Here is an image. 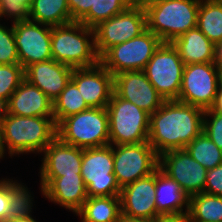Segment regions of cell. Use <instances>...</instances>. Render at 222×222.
<instances>
[{"instance_id": "28", "label": "cell", "mask_w": 222, "mask_h": 222, "mask_svg": "<svg viewBox=\"0 0 222 222\" xmlns=\"http://www.w3.org/2000/svg\"><path fill=\"white\" fill-rule=\"evenodd\" d=\"M89 109L78 87L70 80L53 102V118L57 126L64 118Z\"/></svg>"}, {"instance_id": "8", "label": "cell", "mask_w": 222, "mask_h": 222, "mask_svg": "<svg viewBox=\"0 0 222 222\" xmlns=\"http://www.w3.org/2000/svg\"><path fill=\"white\" fill-rule=\"evenodd\" d=\"M162 41L146 29L140 35L109 48L99 62L114 76L126 71L143 70Z\"/></svg>"}, {"instance_id": "21", "label": "cell", "mask_w": 222, "mask_h": 222, "mask_svg": "<svg viewBox=\"0 0 222 222\" xmlns=\"http://www.w3.org/2000/svg\"><path fill=\"white\" fill-rule=\"evenodd\" d=\"M42 195L49 201L77 213L88 198L87 187L81 175L54 178L43 190Z\"/></svg>"}, {"instance_id": "14", "label": "cell", "mask_w": 222, "mask_h": 222, "mask_svg": "<svg viewBox=\"0 0 222 222\" xmlns=\"http://www.w3.org/2000/svg\"><path fill=\"white\" fill-rule=\"evenodd\" d=\"M159 168L174 179L189 197L204 192L207 169L185 149L162 153L159 156Z\"/></svg>"}, {"instance_id": "32", "label": "cell", "mask_w": 222, "mask_h": 222, "mask_svg": "<svg viewBox=\"0 0 222 222\" xmlns=\"http://www.w3.org/2000/svg\"><path fill=\"white\" fill-rule=\"evenodd\" d=\"M25 79L20 64H0V103L4 106Z\"/></svg>"}, {"instance_id": "18", "label": "cell", "mask_w": 222, "mask_h": 222, "mask_svg": "<svg viewBox=\"0 0 222 222\" xmlns=\"http://www.w3.org/2000/svg\"><path fill=\"white\" fill-rule=\"evenodd\" d=\"M155 193V172L121 188V216L152 220L157 216Z\"/></svg>"}, {"instance_id": "44", "label": "cell", "mask_w": 222, "mask_h": 222, "mask_svg": "<svg viewBox=\"0 0 222 222\" xmlns=\"http://www.w3.org/2000/svg\"><path fill=\"white\" fill-rule=\"evenodd\" d=\"M119 222H151V220L121 216Z\"/></svg>"}, {"instance_id": "47", "label": "cell", "mask_w": 222, "mask_h": 222, "mask_svg": "<svg viewBox=\"0 0 222 222\" xmlns=\"http://www.w3.org/2000/svg\"><path fill=\"white\" fill-rule=\"evenodd\" d=\"M2 18V13H1V3H0V19Z\"/></svg>"}, {"instance_id": "5", "label": "cell", "mask_w": 222, "mask_h": 222, "mask_svg": "<svg viewBox=\"0 0 222 222\" xmlns=\"http://www.w3.org/2000/svg\"><path fill=\"white\" fill-rule=\"evenodd\" d=\"M57 137L78 148L110 145L109 117L105 108H89L64 118L56 126Z\"/></svg>"}, {"instance_id": "42", "label": "cell", "mask_w": 222, "mask_h": 222, "mask_svg": "<svg viewBox=\"0 0 222 222\" xmlns=\"http://www.w3.org/2000/svg\"><path fill=\"white\" fill-rule=\"evenodd\" d=\"M6 152V146L4 143V134H3V122H2V111L0 112V159L4 157Z\"/></svg>"}, {"instance_id": "2", "label": "cell", "mask_w": 222, "mask_h": 222, "mask_svg": "<svg viewBox=\"0 0 222 222\" xmlns=\"http://www.w3.org/2000/svg\"><path fill=\"white\" fill-rule=\"evenodd\" d=\"M146 13L147 29L162 42H172L197 26L201 0H139Z\"/></svg>"}, {"instance_id": "9", "label": "cell", "mask_w": 222, "mask_h": 222, "mask_svg": "<svg viewBox=\"0 0 222 222\" xmlns=\"http://www.w3.org/2000/svg\"><path fill=\"white\" fill-rule=\"evenodd\" d=\"M146 29L145 9L137 0L125 11L93 28L97 55L100 58L109 48L131 40Z\"/></svg>"}, {"instance_id": "19", "label": "cell", "mask_w": 222, "mask_h": 222, "mask_svg": "<svg viewBox=\"0 0 222 222\" xmlns=\"http://www.w3.org/2000/svg\"><path fill=\"white\" fill-rule=\"evenodd\" d=\"M73 68L54 59L36 62L24 69V77L38 87L52 102L70 82Z\"/></svg>"}, {"instance_id": "25", "label": "cell", "mask_w": 222, "mask_h": 222, "mask_svg": "<svg viewBox=\"0 0 222 222\" xmlns=\"http://www.w3.org/2000/svg\"><path fill=\"white\" fill-rule=\"evenodd\" d=\"M29 20L49 26L73 22L67 0H34Z\"/></svg>"}, {"instance_id": "1", "label": "cell", "mask_w": 222, "mask_h": 222, "mask_svg": "<svg viewBox=\"0 0 222 222\" xmlns=\"http://www.w3.org/2000/svg\"><path fill=\"white\" fill-rule=\"evenodd\" d=\"M202 108L177 100L164 101L150 115L148 142L160 156L184 149L203 131Z\"/></svg>"}, {"instance_id": "4", "label": "cell", "mask_w": 222, "mask_h": 222, "mask_svg": "<svg viewBox=\"0 0 222 222\" xmlns=\"http://www.w3.org/2000/svg\"><path fill=\"white\" fill-rule=\"evenodd\" d=\"M51 54L55 61L72 68L97 65L93 28L76 21L51 26Z\"/></svg>"}, {"instance_id": "10", "label": "cell", "mask_w": 222, "mask_h": 222, "mask_svg": "<svg viewBox=\"0 0 222 222\" xmlns=\"http://www.w3.org/2000/svg\"><path fill=\"white\" fill-rule=\"evenodd\" d=\"M113 170L111 145L83 149L81 176L87 187L88 197L120 196L121 188Z\"/></svg>"}, {"instance_id": "3", "label": "cell", "mask_w": 222, "mask_h": 222, "mask_svg": "<svg viewBox=\"0 0 222 222\" xmlns=\"http://www.w3.org/2000/svg\"><path fill=\"white\" fill-rule=\"evenodd\" d=\"M6 151L12 158L19 154L42 153L57 137L53 117H23L2 111Z\"/></svg>"}, {"instance_id": "31", "label": "cell", "mask_w": 222, "mask_h": 222, "mask_svg": "<svg viewBox=\"0 0 222 222\" xmlns=\"http://www.w3.org/2000/svg\"><path fill=\"white\" fill-rule=\"evenodd\" d=\"M18 182V180L9 179V218L30 216L34 207L33 196L28 187Z\"/></svg>"}, {"instance_id": "30", "label": "cell", "mask_w": 222, "mask_h": 222, "mask_svg": "<svg viewBox=\"0 0 222 222\" xmlns=\"http://www.w3.org/2000/svg\"><path fill=\"white\" fill-rule=\"evenodd\" d=\"M137 0H89V13L80 21L89 28L125 11Z\"/></svg>"}, {"instance_id": "27", "label": "cell", "mask_w": 222, "mask_h": 222, "mask_svg": "<svg viewBox=\"0 0 222 222\" xmlns=\"http://www.w3.org/2000/svg\"><path fill=\"white\" fill-rule=\"evenodd\" d=\"M197 27L212 42L222 40V3L218 0H201Z\"/></svg>"}, {"instance_id": "20", "label": "cell", "mask_w": 222, "mask_h": 222, "mask_svg": "<svg viewBox=\"0 0 222 222\" xmlns=\"http://www.w3.org/2000/svg\"><path fill=\"white\" fill-rule=\"evenodd\" d=\"M3 111L23 117H53V102L38 87L24 79L4 105Z\"/></svg>"}, {"instance_id": "17", "label": "cell", "mask_w": 222, "mask_h": 222, "mask_svg": "<svg viewBox=\"0 0 222 222\" xmlns=\"http://www.w3.org/2000/svg\"><path fill=\"white\" fill-rule=\"evenodd\" d=\"M71 81L89 108L107 107L114 92L113 75L100 62L92 67L73 68Z\"/></svg>"}, {"instance_id": "38", "label": "cell", "mask_w": 222, "mask_h": 222, "mask_svg": "<svg viewBox=\"0 0 222 222\" xmlns=\"http://www.w3.org/2000/svg\"><path fill=\"white\" fill-rule=\"evenodd\" d=\"M72 21L80 22L89 13V0H67Z\"/></svg>"}, {"instance_id": "12", "label": "cell", "mask_w": 222, "mask_h": 222, "mask_svg": "<svg viewBox=\"0 0 222 222\" xmlns=\"http://www.w3.org/2000/svg\"><path fill=\"white\" fill-rule=\"evenodd\" d=\"M221 84L220 67L211 63L187 64L184 67L177 101L209 109Z\"/></svg>"}, {"instance_id": "15", "label": "cell", "mask_w": 222, "mask_h": 222, "mask_svg": "<svg viewBox=\"0 0 222 222\" xmlns=\"http://www.w3.org/2000/svg\"><path fill=\"white\" fill-rule=\"evenodd\" d=\"M41 155H43L39 172L41 193L56 177L81 175L82 148L66 144L56 137Z\"/></svg>"}, {"instance_id": "29", "label": "cell", "mask_w": 222, "mask_h": 222, "mask_svg": "<svg viewBox=\"0 0 222 222\" xmlns=\"http://www.w3.org/2000/svg\"><path fill=\"white\" fill-rule=\"evenodd\" d=\"M188 154L207 170L222 164V150L202 131L184 148Z\"/></svg>"}, {"instance_id": "23", "label": "cell", "mask_w": 222, "mask_h": 222, "mask_svg": "<svg viewBox=\"0 0 222 222\" xmlns=\"http://www.w3.org/2000/svg\"><path fill=\"white\" fill-rule=\"evenodd\" d=\"M171 43L185 65L212 62L213 43L197 26L181 34Z\"/></svg>"}, {"instance_id": "36", "label": "cell", "mask_w": 222, "mask_h": 222, "mask_svg": "<svg viewBox=\"0 0 222 222\" xmlns=\"http://www.w3.org/2000/svg\"><path fill=\"white\" fill-rule=\"evenodd\" d=\"M204 193L213 196H222V164L207 170Z\"/></svg>"}, {"instance_id": "11", "label": "cell", "mask_w": 222, "mask_h": 222, "mask_svg": "<svg viewBox=\"0 0 222 222\" xmlns=\"http://www.w3.org/2000/svg\"><path fill=\"white\" fill-rule=\"evenodd\" d=\"M111 146L113 173L120 188L150 175L159 168V155L148 141Z\"/></svg>"}, {"instance_id": "37", "label": "cell", "mask_w": 222, "mask_h": 222, "mask_svg": "<svg viewBox=\"0 0 222 222\" xmlns=\"http://www.w3.org/2000/svg\"><path fill=\"white\" fill-rule=\"evenodd\" d=\"M9 178L0 180V222L9 218Z\"/></svg>"}, {"instance_id": "41", "label": "cell", "mask_w": 222, "mask_h": 222, "mask_svg": "<svg viewBox=\"0 0 222 222\" xmlns=\"http://www.w3.org/2000/svg\"><path fill=\"white\" fill-rule=\"evenodd\" d=\"M212 111L222 113V83L220 84L218 91L215 96L213 105L210 107Z\"/></svg>"}, {"instance_id": "6", "label": "cell", "mask_w": 222, "mask_h": 222, "mask_svg": "<svg viewBox=\"0 0 222 222\" xmlns=\"http://www.w3.org/2000/svg\"><path fill=\"white\" fill-rule=\"evenodd\" d=\"M109 117L110 145L148 141L150 114L114 92L106 107Z\"/></svg>"}, {"instance_id": "45", "label": "cell", "mask_w": 222, "mask_h": 222, "mask_svg": "<svg viewBox=\"0 0 222 222\" xmlns=\"http://www.w3.org/2000/svg\"><path fill=\"white\" fill-rule=\"evenodd\" d=\"M4 110V106L0 103V112Z\"/></svg>"}, {"instance_id": "46", "label": "cell", "mask_w": 222, "mask_h": 222, "mask_svg": "<svg viewBox=\"0 0 222 222\" xmlns=\"http://www.w3.org/2000/svg\"><path fill=\"white\" fill-rule=\"evenodd\" d=\"M220 75H221V83H222V67L220 68Z\"/></svg>"}, {"instance_id": "7", "label": "cell", "mask_w": 222, "mask_h": 222, "mask_svg": "<svg viewBox=\"0 0 222 222\" xmlns=\"http://www.w3.org/2000/svg\"><path fill=\"white\" fill-rule=\"evenodd\" d=\"M185 64L171 42H162L143 69L149 82L165 100H177Z\"/></svg>"}, {"instance_id": "22", "label": "cell", "mask_w": 222, "mask_h": 222, "mask_svg": "<svg viewBox=\"0 0 222 222\" xmlns=\"http://www.w3.org/2000/svg\"><path fill=\"white\" fill-rule=\"evenodd\" d=\"M155 203L159 214H188L189 196L160 168L155 171Z\"/></svg>"}, {"instance_id": "26", "label": "cell", "mask_w": 222, "mask_h": 222, "mask_svg": "<svg viewBox=\"0 0 222 222\" xmlns=\"http://www.w3.org/2000/svg\"><path fill=\"white\" fill-rule=\"evenodd\" d=\"M189 222H222V196L204 192L189 197Z\"/></svg>"}, {"instance_id": "34", "label": "cell", "mask_w": 222, "mask_h": 222, "mask_svg": "<svg viewBox=\"0 0 222 222\" xmlns=\"http://www.w3.org/2000/svg\"><path fill=\"white\" fill-rule=\"evenodd\" d=\"M33 1L34 0H0L2 17L10 18L11 23L29 20L30 7Z\"/></svg>"}, {"instance_id": "24", "label": "cell", "mask_w": 222, "mask_h": 222, "mask_svg": "<svg viewBox=\"0 0 222 222\" xmlns=\"http://www.w3.org/2000/svg\"><path fill=\"white\" fill-rule=\"evenodd\" d=\"M75 215L80 216L81 222H119L120 197H88Z\"/></svg>"}, {"instance_id": "33", "label": "cell", "mask_w": 222, "mask_h": 222, "mask_svg": "<svg viewBox=\"0 0 222 222\" xmlns=\"http://www.w3.org/2000/svg\"><path fill=\"white\" fill-rule=\"evenodd\" d=\"M0 64H19L13 23L10 28L0 23Z\"/></svg>"}, {"instance_id": "39", "label": "cell", "mask_w": 222, "mask_h": 222, "mask_svg": "<svg viewBox=\"0 0 222 222\" xmlns=\"http://www.w3.org/2000/svg\"><path fill=\"white\" fill-rule=\"evenodd\" d=\"M151 222H189L188 214H159Z\"/></svg>"}, {"instance_id": "13", "label": "cell", "mask_w": 222, "mask_h": 222, "mask_svg": "<svg viewBox=\"0 0 222 222\" xmlns=\"http://www.w3.org/2000/svg\"><path fill=\"white\" fill-rule=\"evenodd\" d=\"M13 29L19 64L24 69L33 63L53 59L51 26L25 20L14 22Z\"/></svg>"}, {"instance_id": "35", "label": "cell", "mask_w": 222, "mask_h": 222, "mask_svg": "<svg viewBox=\"0 0 222 222\" xmlns=\"http://www.w3.org/2000/svg\"><path fill=\"white\" fill-rule=\"evenodd\" d=\"M203 131L222 150V113L206 109L203 116Z\"/></svg>"}, {"instance_id": "16", "label": "cell", "mask_w": 222, "mask_h": 222, "mask_svg": "<svg viewBox=\"0 0 222 222\" xmlns=\"http://www.w3.org/2000/svg\"><path fill=\"white\" fill-rule=\"evenodd\" d=\"M114 93L132 102L150 115L165 101L149 82L143 70L126 71L113 76Z\"/></svg>"}, {"instance_id": "40", "label": "cell", "mask_w": 222, "mask_h": 222, "mask_svg": "<svg viewBox=\"0 0 222 222\" xmlns=\"http://www.w3.org/2000/svg\"><path fill=\"white\" fill-rule=\"evenodd\" d=\"M212 63L218 67H222V40L213 43Z\"/></svg>"}, {"instance_id": "43", "label": "cell", "mask_w": 222, "mask_h": 222, "mask_svg": "<svg viewBox=\"0 0 222 222\" xmlns=\"http://www.w3.org/2000/svg\"><path fill=\"white\" fill-rule=\"evenodd\" d=\"M5 222H37L32 215L21 218H8Z\"/></svg>"}]
</instances>
